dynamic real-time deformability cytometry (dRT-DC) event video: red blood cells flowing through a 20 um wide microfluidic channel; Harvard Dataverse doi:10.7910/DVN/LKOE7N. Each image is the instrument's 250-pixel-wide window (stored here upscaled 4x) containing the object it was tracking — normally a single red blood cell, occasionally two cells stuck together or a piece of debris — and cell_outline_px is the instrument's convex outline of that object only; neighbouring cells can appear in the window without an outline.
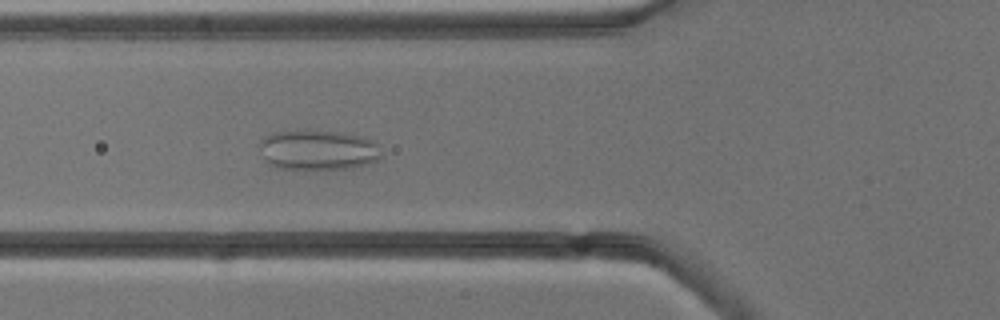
{"species": "common noctule bat (a hibernating species)", "species_latin": "Nyctalus noctula", "temperature_condition": "cold", "stored_images_in_passage": 54, "camera_frame_rate_fps": 3000, "um_per_image_px": 0.085, "animal": {"sex": "male", "body_mass_g": 13.3}, "frame": {"image": 1, "passage_image": 20, "time_ms": 6.333, "image_size_px": [1000, 320], "cell_outline_px": [[380, 160], [348, 168], [276, 168], [264, 156], [256, 144], [264, 136], [276, 132], [344, 132], [364, 136], [372, 140], [376, 144], [380, 156]], "centroid_in_image_um": [27.03, 12.74], "position_along_channel_um": 98.8, "area_um2": 27.69}}
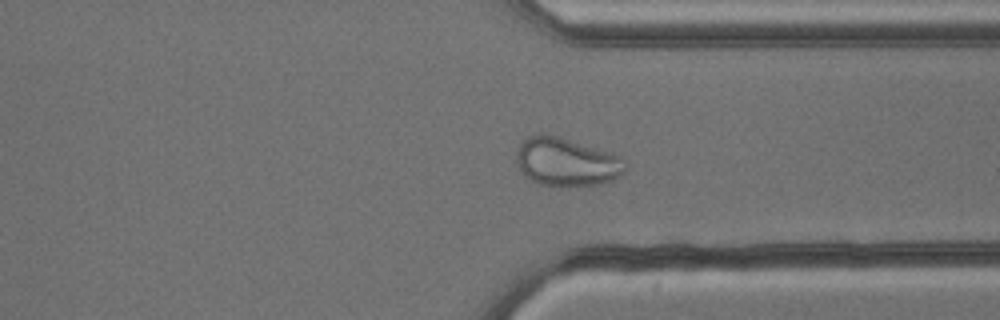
{"frame": {"image": 2, "passage_image": 41, "time_ms": 13.333, "image_size_px": [1000, 320], "cell_outline_px": [[628, 164], [624, 172], [620, 176], [612, 180], [600, 184], [540, 184], [532, 180], [520, 172], [516, 156], [516, 152], [520, 144], [528, 136], [556, 136], [608, 152], [620, 156]], "centroid_in_image_um": [48.17, 13.77], "position_along_channel_um": 363.2, "area_um2": 29.65}}
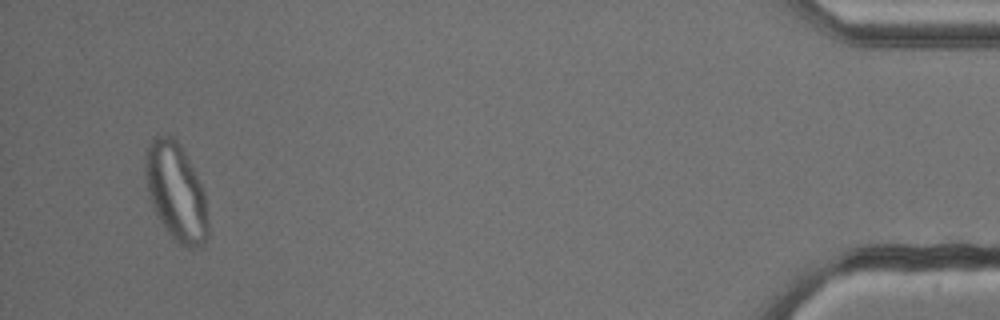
{"frame": {"image": 3, "passage_image": 52, "time_ms": 17.0, "image_size_px": [1000, 320], "cell_outline_px": [[208, 236], [204, 244], [196, 248], [188, 248], [180, 244], [168, 232], [156, 212], [152, 204], [148, 192], [144, 172], [144, 156], [148, 144], [152, 136], [172, 136], [180, 144], [204, 192], [208, 220]], "centroid_in_image_um": [14.95, 16.3], "position_along_channel_um": 420.3, "area_um2": 35.37}}